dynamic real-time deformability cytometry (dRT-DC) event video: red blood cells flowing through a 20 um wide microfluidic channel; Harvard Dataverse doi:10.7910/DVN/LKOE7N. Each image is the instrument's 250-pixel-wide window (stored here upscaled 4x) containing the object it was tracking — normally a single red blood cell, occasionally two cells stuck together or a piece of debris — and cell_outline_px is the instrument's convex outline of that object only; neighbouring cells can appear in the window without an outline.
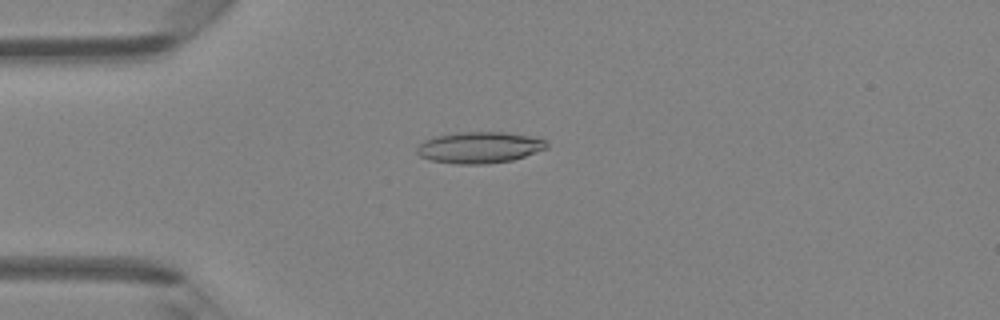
{"species": "Egyptian fruit bat (a non-hibernating species)", "species_latin": "Rousettus aegyptiacus", "temperature_condition": "room temperature", "stored_images_in_passage": 47, "camera_frame_rate_fps": 3000, "um_per_image_px": 0.085, "animal": {"sex": "female"}, "frame": {"image": 1, "passage_image": 12, "time_ms": 3.667, "image_size_px": [1000, 320], "cell_outline_px": [[548, 148], [512, 160], [484, 164], [452, 164], [432, 160], [420, 156], [416, 152], [416, 148], [424, 140], [436, 136], [460, 132], [508, 132], [528, 136], [544, 140], [548, 144]], "centroid_in_image_um": [40.73, 12.54], "position_along_channel_um": 44.3, "area_um2": 23.58}}
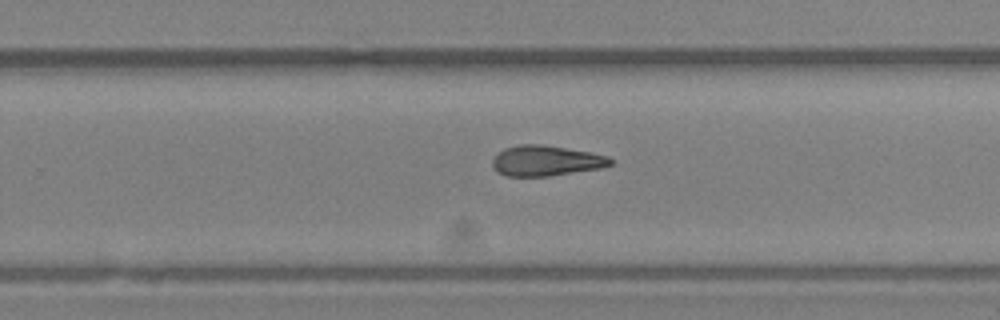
{"frame": {"image": 2, "passage_image": 30, "time_ms": 9.667, "image_size_px": [1000, 320], "cell_outline_px": [[612, 164], [604, 168], [548, 176], [504, 176], [496, 172], [492, 168], [492, 160], [504, 148], [520, 144], [540, 144], [592, 152], [608, 156], [612, 160]], "centroid_in_image_um": [46.41, 13.67], "position_along_channel_um": 283.4, "area_um2": 21.1}}
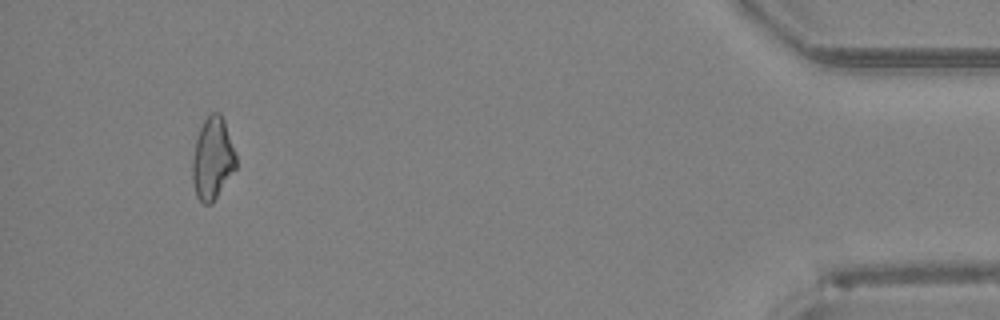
{"frame": {"image": 3, "passage_image": 44, "time_ms": 14.333, "image_size_px": [1000, 320], "cell_outline_px": [[236, 168], [212, 204], [204, 204], [196, 196], [192, 180], [192, 160], [196, 140], [200, 128], [204, 120], [212, 112], [220, 112], [224, 120], [236, 156]], "centroid_in_image_um": [18.06, 13.5], "position_along_channel_um": 417.1, "area_um2": 20.75}, "authors_computed_cell_mechanics": {"area_um2": 21.3282, "velocity_mm_per_s": 4.3376, "shape_relaxation_time_tau1_ms": 6.7822, "shape_relaxation_time_tau2_ms": 3.3018, "deformation_change_tau1": 0.185, "deformation_change_tau2": 0.1486}}